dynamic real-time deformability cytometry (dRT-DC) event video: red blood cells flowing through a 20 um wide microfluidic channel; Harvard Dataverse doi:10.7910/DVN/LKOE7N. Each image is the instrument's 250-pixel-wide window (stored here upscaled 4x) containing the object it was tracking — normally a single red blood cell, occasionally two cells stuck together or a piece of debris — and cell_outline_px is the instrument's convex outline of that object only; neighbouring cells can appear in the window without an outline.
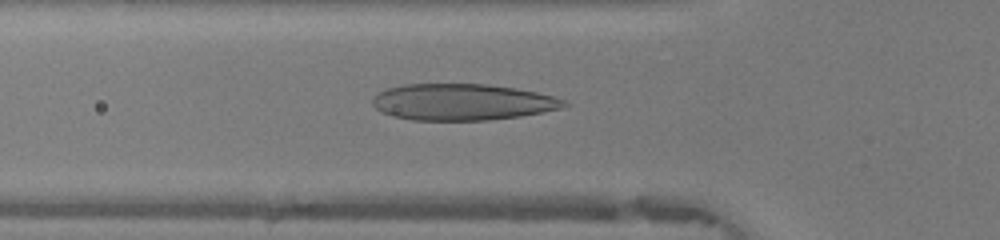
{"species": "human", "species_latin": "Homo sapiens", "temperature_condition": "warm", "stored_images_in_passage": 33, "camera_frame_rate_fps": 3000, "um_per_image_px": 0.085, "donor": {"sex": "female"}, "frame": {"image": 1, "passage_image": 8, "time_ms": 2.333, "image_size_px": [1000, 240], "cell_outline_px": [[572, 104], [560, 108], [520, 116], [488, 120], [412, 120], [392, 116], [376, 108], [372, 104], [372, 100], [380, 92], [388, 88], [404, 84], [488, 84], [536, 92], [552, 96], [564, 100]], "centroid_in_image_um": [39.29, 8.67], "position_along_channel_um": 86.5, "area_um2": 40.34}}
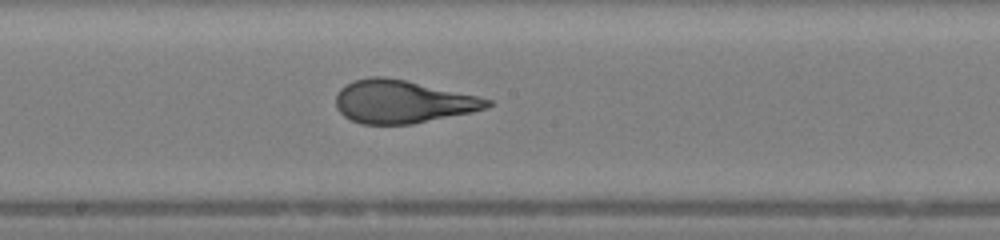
{"frame": {"image": 2, "passage_image": 17, "time_ms": 5.333, "image_size_px": [1000, 240], "cell_outline_px": [[492, 104], [484, 108], [472, 112], [412, 124], [360, 124], [344, 116], [336, 108], [336, 92], [344, 84], [356, 80], [372, 76], [384, 76], [404, 80], [476, 96], [492, 100]], "centroid_in_image_um": [34.15, 8.65], "position_along_channel_um": 214.1, "area_um2": 37.57}}
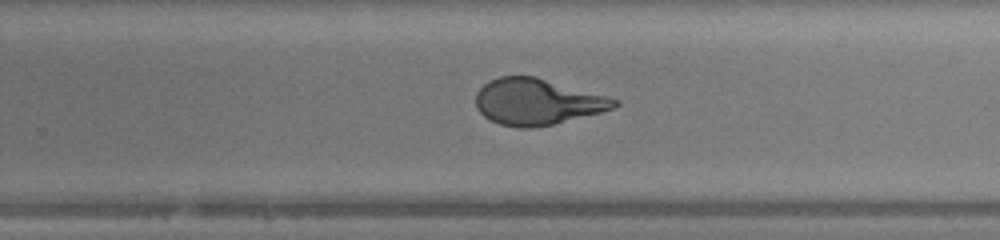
{"frame": {"image": 3, "passage_image": 22, "time_ms": 7.0, "image_size_px": [1000, 240], "cell_outline_px": [[620, 104], [612, 108], [600, 112], [552, 124], [532, 128], [516, 128], [500, 124], [488, 120], [476, 108], [476, 92], [488, 80], [500, 76], [536, 76], [608, 96], [620, 100]], "centroid_in_image_um": [45.63, 8.64], "position_along_channel_um": 284.2, "area_um2": 37.4}, "authors_computed_cell_mechanics": {"area_um2": 37.7434, "velocity_mm_per_s": 4.2319, "shape_relaxation_time_tau1_ms": 7.7582, "shape_relaxation_time_tau2_ms": null, "deformation_change_tau1": 0.339, "deformation_change_tau2": null}}